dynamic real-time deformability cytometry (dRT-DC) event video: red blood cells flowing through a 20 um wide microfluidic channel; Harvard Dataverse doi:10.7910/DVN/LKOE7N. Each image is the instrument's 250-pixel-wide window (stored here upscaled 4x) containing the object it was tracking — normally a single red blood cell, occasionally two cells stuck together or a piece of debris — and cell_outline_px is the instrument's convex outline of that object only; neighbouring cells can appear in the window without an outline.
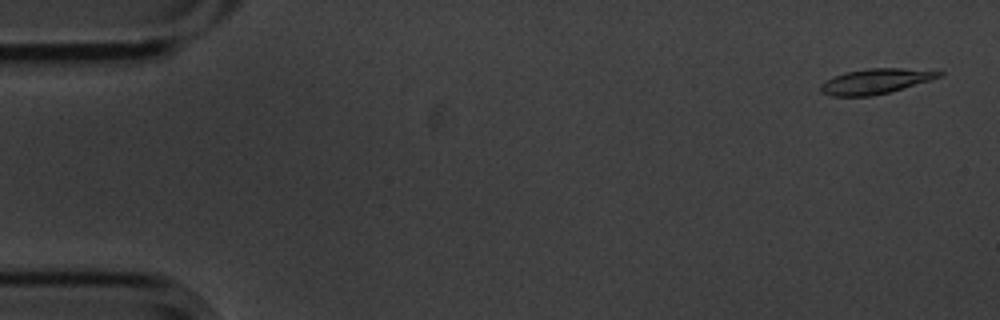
{"species": "common noctule bat (a hibernating species)", "species_latin": "Nyctalus noctula", "temperature_condition": "cold", "stored_images_in_passage": 5, "camera_frame_rate_fps": 3000, "um_per_image_px": 0.085, "animal": {"sex": "male", "body_mass_g": 20.1, "forearm_length_mm": 53.5}, "frame": {"image": 1, "passage_image": 1, "time_ms": 0.0, "image_size_px": [1000, 320], "cell_outline_px": [[944, 76], [888, 92], [872, 96], [832, 96], [820, 92], [820, 84], [844, 72], [868, 68], [900, 68], [944, 72]], "centroid_in_image_um": [74.4, 6.91], "position_along_channel_um": 10.6, "area_um2": 17.11}}
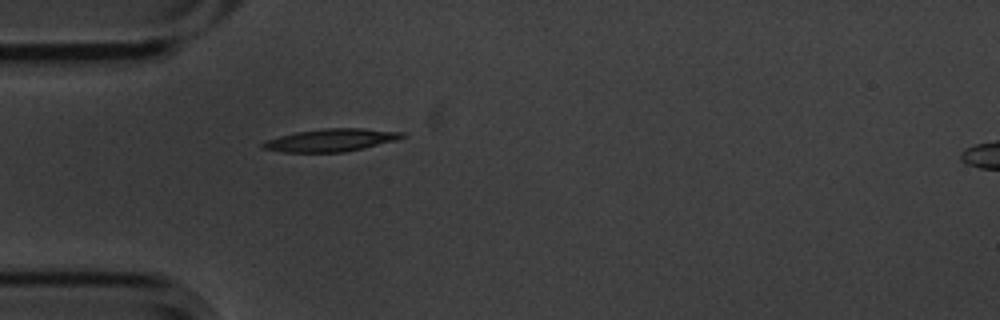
{"frame": {"image": 2, "passage_image": 5, "time_ms": 1.333, "image_size_px": [1000, 320], "cell_outline_px": [[404, 136], [396, 140], [364, 148], [344, 152], [284, 152], [260, 148], [260, 144], [268, 140], [280, 136], [296, 132], [324, 128], [364, 128], [404, 132]], "centroid_in_image_um": [28.13, 11.91], "position_along_channel_um": 56.9, "area_um2": 18.32}}